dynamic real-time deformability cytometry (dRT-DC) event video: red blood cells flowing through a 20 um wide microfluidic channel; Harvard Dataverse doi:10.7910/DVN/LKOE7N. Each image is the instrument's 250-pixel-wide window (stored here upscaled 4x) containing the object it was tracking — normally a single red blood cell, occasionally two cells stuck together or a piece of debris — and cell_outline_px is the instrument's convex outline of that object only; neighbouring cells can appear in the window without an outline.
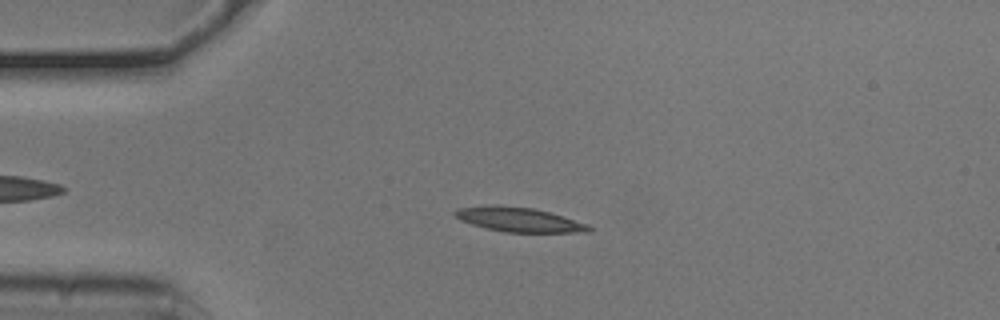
{"species": "common noctule bat (a hibernating species)", "species_latin": "Nyctalus noctula", "temperature_condition": "cold", "stored_images_in_passage": 53, "camera_frame_rate_fps": 3000, "um_per_image_px": 0.085, "animal": {"sex": "male", "body_mass_g": 20.5, "forearm_length_mm": 52.5}, "frame": {"image": 1, "passage_image": 12, "time_ms": 3.667, "image_size_px": [1000, 320], "cell_outline_px": [[592, 228], [588, 232], [504, 232], [484, 228], [460, 220], [452, 212], [456, 208], [492, 204], [532, 208], [548, 212], [588, 224]], "centroid_in_image_um": [44.04, 18.66], "position_along_channel_um": 41.0, "area_um2": 19.02}}
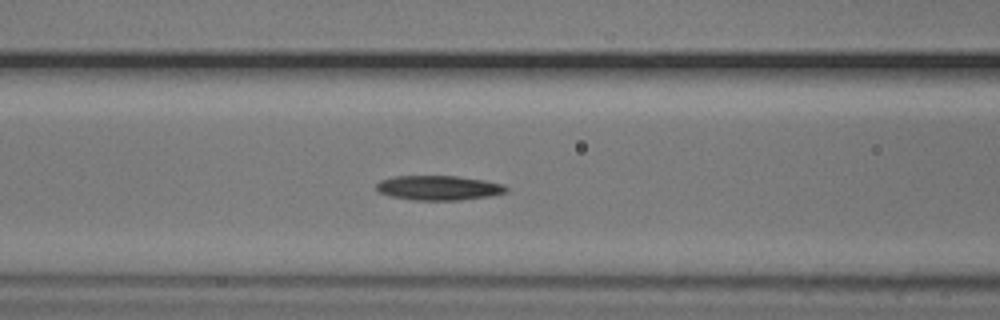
{"frame": {"image": 2, "passage_image": 21, "time_ms": 6.667, "image_size_px": [1000, 320], "cell_outline_px": [[508, 192], [488, 196], [460, 200], [412, 200], [392, 196], [380, 192], [376, 188], [376, 184], [380, 180], [396, 176], [456, 176], [484, 180], [500, 184], [508, 188]], "centroid_in_image_um": [37.27, 15.97], "position_along_channel_um": 129.3, "area_um2": 18.44}}
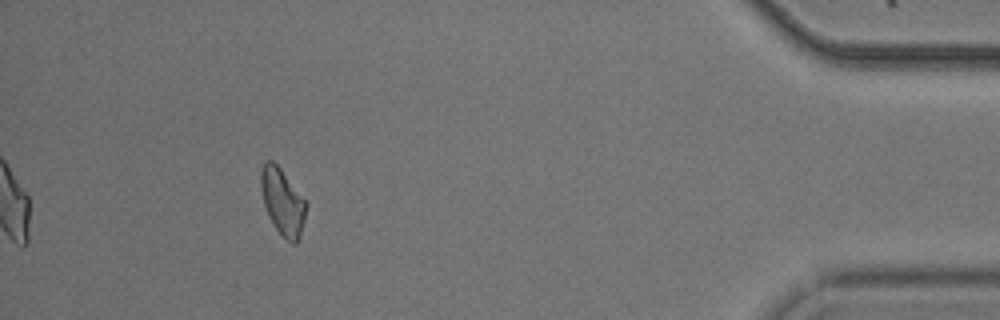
{"frame": {"image": 3, "passage_image": 48, "time_ms": 15.667, "image_size_px": [1000, 320], "cell_outline_px": [[308, 204], [300, 236], [296, 244], [292, 244], [272, 224], [268, 216], [264, 204], [260, 188], [260, 168], [264, 160], [272, 160], [280, 168]], "centroid_in_image_um": [23.99, 17.12], "position_along_channel_um": 411.2, "area_um2": 17.51}, "authors_computed_cell_mechanics": {"area_um2": 18.4382, "velocity_mm_per_s": 3.7838, "shape_relaxation_time_tau1_ms": 7.2294, "shape_relaxation_time_tau2_ms": null, "deformation_change_tau1": 0.1451, "deformation_change_tau2": null}}